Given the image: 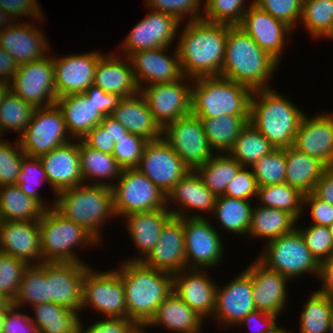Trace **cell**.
I'll return each mask as SVG.
<instances>
[{
    "label": "cell",
    "instance_id": "cell-19",
    "mask_svg": "<svg viewBox=\"0 0 333 333\" xmlns=\"http://www.w3.org/2000/svg\"><path fill=\"white\" fill-rule=\"evenodd\" d=\"M247 7L238 26L280 64L286 35H291L293 30L261 9L254 0Z\"/></svg>",
    "mask_w": 333,
    "mask_h": 333
},
{
    "label": "cell",
    "instance_id": "cell-45",
    "mask_svg": "<svg viewBox=\"0 0 333 333\" xmlns=\"http://www.w3.org/2000/svg\"><path fill=\"white\" fill-rule=\"evenodd\" d=\"M256 198L258 205L286 211L297 221L303 212L304 194L285 182L258 187Z\"/></svg>",
    "mask_w": 333,
    "mask_h": 333
},
{
    "label": "cell",
    "instance_id": "cell-10",
    "mask_svg": "<svg viewBox=\"0 0 333 333\" xmlns=\"http://www.w3.org/2000/svg\"><path fill=\"white\" fill-rule=\"evenodd\" d=\"M19 138L21 150L30 157L49 153L73 139L56 104L35 108L31 122Z\"/></svg>",
    "mask_w": 333,
    "mask_h": 333
},
{
    "label": "cell",
    "instance_id": "cell-50",
    "mask_svg": "<svg viewBox=\"0 0 333 333\" xmlns=\"http://www.w3.org/2000/svg\"><path fill=\"white\" fill-rule=\"evenodd\" d=\"M258 187L285 182L286 155L284 149H274L251 166Z\"/></svg>",
    "mask_w": 333,
    "mask_h": 333
},
{
    "label": "cell",
    "instance_id": "cell-21",
    "mask_svg": "<svg viewBox=\"0 0 333 333\" xmlns=\"http://www.w3.org/2000/svg\"><path fill=\"white\" fill-rule=\"evenodd\" d=\"M101 52L53 57L54 82L57 98L84 93L93 85L95 69Z\"/></svg>",
    "mask_w": 333,
    "mask_h": 333
},
{
    "label": "cell",
    "instance_id": "cell-67",
    "mask_svg": "<svg viewBox=\"0 0 333 333\" xmlns=\"http://www.w3.org/2000/svg\"><path fill=\"white\" fill-rule=\"evenodd\" d=\"M121 97L117 94L106 93L101 88L95 86L96 107L105 115H111L117 107Z\"/></svg>",
    "mask_w": 333,
    "mask_h": 333
},
{
    "label": "cell",
    "instance_id": "cell-15",
    "mask_svg": "<svg viewBox=\"0 0 333 333\" xmlns=\"http://www.w3.org/2000/svg\"><path fill=\"white\" fill-rule=\"evenodd\" d=\"M137 169L166 195L191 171L163 137L147 142Z\"/></svg>",
    "mask_w": 333,
    "mask_h": 333
},
{
    "label": "cell",
    "instance_id": "cell-11",
    "mask_svg": "<svg viewBox=\"0 0 333 333\" xmlns=\"http://www.w3.org/2000/svg\"><path fill=\"white\" fill-rule=\"evenodd\" d=\"M125 289L117 270L94 271L90 266L83 276L81 310L90 307L104 317H127Z\"/></svg>",
    "mask_w": 333,
    "mask_h": 333
},
{
    "label": "cell",
    "instance_id": "cell-49",
    "mask_svg": "<svg viewBox=\"0 0 333 333\" xmlns=\"http://www.w3.org/2000/svg\"><path fill=\"white\" fill-rule=\"evenodd\" d=\"M35 107L11 90L0 103V128L3 133L13 131L21 135L31 122Z\"/></svg>",
    "mask_w": 333,
    "mask_h": 333
},
{
    "label": "cell",
    "instance_id": "cell-60",
    "mask_svg": "<svg viewBox=\"0 0 333 333\" xmlns=\"http://www.w3.org/2000/svg\"><path fill=\"white\" fill-rule=\"evenodd\" d=\"M37 0H0V8L4 10L13 21L19 17H33L34 20H43V11Z\"/></svg>",
    "mask_w": 333,
    "mask_h": 333
},
{
    "label": "cell",
    "instance_id": "cell-59",
    "mask_svg": "<svg viewBox=\"0 0 333 333\" xmlns=\"http://www.w3.org/2000/svg\"><path fill=\"white\" fill-rule=\"evenodd\" d=\"M258 185L251 169L242 166L233 180L227 185L224 196L249 200L257 196Z\"/></svg>",
    "mask_w": 333,
    "mask_h": 333
},
{
    "label": "cell",
    "instance_id": "cell-35",
    "mask_svg": "<svg viewBox=\"0 0 333 333\" xmlns=\"http://www.w3.org/2000/svg\"><path fill=\"white\" fill-rule=\"evenodd\" d=\"M203 318L181 300L173 291L159 305L150 326H163L170 332L200 333Z\"/></svg>",
    "mask_w": 333,
    "mask_h": 333
},
{
    "label": "cell",
    "instance_id": "cell-61",
    "mask_svg": "<svg viewBox=\"0 0 333 333\" xmlns=\"http://www.w3.org/2000/svg\"><path fill=\"white\" fill-rule=\"evenodd\" d=\"M2 333H39L28 314L19 311L9 302Z\"/></svg>",
    "mask_w": 333,
    "mask_h": 333
},
{
    "label": "cell",
    "instance_id": "cell-75",
    "mask_svg": "<svg viewBox=\"0 0 333 333\" xmlns=\"http://www.w3.org/2000/svg\"><path fill=\"white\" fill-rule=\"evenodd\" d=\"M6 312H7V305L3 309H0V333H2L3 331V324L6 318Z\"/></svg>",
    "mask_w": 333,
    "mask_h": 333
},
{
    "label": "cell",
    "instance_id": "cell-16",
    "mask_svg": "<svg viewBox=\"0 0 333 333\" xmlns=\"http://www.w3.org/2000/svg\"><path fill=\"white\" fill-rule=\"evenodd\" d=\"M208 218H184L186 269L216 267L222 260L223 244Z\"/></svg>",
    "mask_w": 333,
    "mask_h": 333
},
{
    "label": "cell",
    "instance_id": "cell-38",
    "mask_svg": "<svg viewBox=\"0 0 333 333\" xmlns=\"http://www.w3.org/2000/svg\"><path fill=\"white\" fill-rule=\"evenodd\" d=\"M44 211L17 184L0 186V221H39Z\"/></svg>",
    "mask_w": 333,
    "mask_h": 333
},
{
    "label": "cell",
    "instance_id": "cell-44",
    "mask_svg": "<svg viewBox=\"0 0 333 333\" xmlns=\"http://www.w3.org/2000/svg\"><path fill=\"white\" fill-rule=\"evenodd\" d=\"M42 303H49V278L46 275V262L28 265L23 272L17 295L11 302L19 309L27 304L33 306Z\"/></svg>",
    "mask_w": 333,
    "mask_h": 333
},
{
    "label": "cell",
    "instance_id": "cell-28",
    "mask_svg": "<svg viewBox=\"0 0 333 333\" xmlns=\"http://www.w3.org/2000/svg\"><path fill=\"white\" fill-rule=\"evenodd\" d=\"M61 145L39 156L54 194L83 184L80 170L79 141Z\"/></svg>",
    "mask_w": 333,
    "mask_h": 333
},
{
    "label": "cell",
    "instance_id": "cell-56",
    "mask_svg": "<svg viewBox=\"0 0 333 333\" xmlns=\"http://www.w3.org/2000/svg\"><path fill=\"white\" fill-rule=\"evenodd\" d=\"M308 228L296 229L302 235L305 244L316 260L322 264L333 251V242L328 226L310 224Z\"/></svg>",
    "mask_w": 333,
    "mask_h": 333
},
{
    "label": "cell",
    "instance_id": "cell-55",
    "mask_svg": "<svg viewBox=\"0 0 333 333\" xmlns=\"http://www.w3.org/2000/svg\"><path fill=\"white\" fill-rule=\"evenodd\" d=\"M148 140L128 132L115 143L112 156L122 169L137 168Z\"/></svg>",
    "mask_w": 333,
    "mask_h": 333
},
{
    "label": "cell",
    "instance_id": "cell-64",
    "mask_svg": "<svg viewBox=\"0 0 333 333\" xmlns=\"http://www.w3.org/2000/svg\"><path fill=\"white\" fill-rule=\"evenodd\" d=\"M87 146L111 154L114 151L115 142L109 134V128H104L101 124L96 125L82 139Z\"/></svg>",
    "mask_w": 333,
    "mask_h": 333
},
{
    "label": "cell",
    "instance_id": "cell-5",
    "mask_svg": "<svg viewBox=\"0 0 333 333\" xmlns=\"http://www.w3.org/2000/svg\"><path fill=\"white\" fill-rule=\"evenodd\" d=\"M54 208L65 218L81 225L101 242V225L115 215L112 189L103 185L81 184L57 193Z\"/></svg>",
    "mask_w": 333,
    "mask_h": 333
},
{
    "label": "cell",
    "instance_id": "cell-13",
    "mask_svg": "<svg viewBox=\"0 0 333 333\" xmlns=\"http://www.w3.org/2000/svg\"><path fill=\"white\" fill-rule=\"evenodd\" d=\"M10 90L35 108L54 105L57 95L53 57L47 55L42 59L19 65L10 82Z\"/></svg>",
    "mask_w": 333,
    "mask_h": 333
},
{
    "label": "cell",
    "instance_id": "cell-33",
    "mask_svg": "<svg viewBox=\"0 0 333 333\" xmlns=\"http://www.w3.org/2000/svg\"><path fill=\"white\" fill-rule=\"evenodd\" d=\"M111 116L128 132L140 135L148 141L162 137V128L154 120L140 91L136 95L121 98Z\"/></svg>",
    "mask_w": 333,
    "mask_h": 333
},
{
    "label": "cell",
    "instance_id": "cell-57",
    "mask_svg": "<svg viewBox=\"0 0 333 333\" xmlns=\"http://www.w3.org/2000/svg\"><path fill=\"white\" fill-rule=\"evenodd\" d=\"M202 1L203 0H146V7L150 8L149 11L152 10L173 15L182 23L187 14L190 16L188 18L189 21L202 19L203 13L201 12L203 7L200 6L203 4L201 3Z\"/></svg>",
    "mask_w": 333,
    "mask_h": 333
},
{
    "label": "cell",
    "instance_id": "cell-12",
    "mask_svg": "<svg viewBox=\"0 0 333 333\" xmlns=\"http://www.w3.org/2000/svg\"><path fill=\"white\" fill-rule=\"evenodd\" d=\"M162 137L190 170L205 164L215 153L209 146L202 121L192 113L167 124L162 129Z\"/></svg>",
    "mask_w": 333,
    "mask_h": 333
},
{
    "label": "cell",
    "instance_id": "cell-48",
    "mask_svg": "<svg viewBox=\"0 0 333 333\" xmlns=\"http://www.w3.org/2000/svg\"><path fill=\"white\" fill-rule=\"evenodd\" d=\"M300 21L315 39L328 38L333 31V0H303Z\"/></svg>",
    "mask_w": 333,
    "mask_h": 333
},
{
    "label": "cell",
    "instance_id": "cell-63",
    "mask_svg": "<svg viewBox=\"0 0 333 333\" xmlns=\"http://www.w3.org/2000/svg\"><path fill=\"white\" fill-rule=\"evenodd\" d=\"M78 324V333H123L127 326L132 322L127 317H105L99 320L85 330L81 323Z\"/></svg>",
    "mask_w": 333,
    "mask_h": 333
},
{
    "label": "cell",
    "instance_id": "cell-72",
    "mask_svg": "<svg viewBox=\"0 0 333 333\" xmlns=\"http://www.w3.org/2000/svg\"><path fill=\"white\" fill-rule=\"evenodd\" d=\"M12 22H14L12 18L0 8V31L8 27Z\"/></svg>",
    "mask_w": 333,
    "mask_h": 333
},
{
    "label": "cell",
    "instance_id": "cell-3",
    "mask_svg": "<svg viewBox=\"0 0 333 333\" xmlns=\"http://www.w3.org/2000/svg\"><path fill=\"white\" fill-rule=\"evenodd\" d=\"M125 289L127 318L149 322L159 305L173 291V274L129 261L117 269Z\"/></svg>",
    "mask_w": 333,
    "mask_h": 333
},
{
    "label": "cell",
    "instance_id": "cell-4",
    "mask_svg": "<svg viewBox=\"0 0 333 333\" xmlns=\"http://www.w3.org/2000/svg\"><path fill=\"white\" fill-rule=\"evenodd\" d=\"M290 98L272 87L253 90L250 121L276 149L293 146L300 121L305 114Z\"/></svg>",
    "mask_w": 333,
    "mask_h": 333
},
{
    "label": "cell",
    "instance_id": "cell-20",
    "mask_svg": "<svg viewBox=\"0 0 333 333\" xmlns=\"http://www.w3.org/2000/svg\"><path fill=\"white\" fill-rule=\"evenodd\" d=\"M255 310L252 280L245 270L223 288L217 286L216 307L212 317L220 326L238 325Z\"/></svg>",
    "mask_w": 333,
    "mask_h": 333
},
{
    "label": "cell",
    "instance_id": "cell-7",
    "mask_svg": "<svg viewBox=\"0 0 333 333\" xmlns=\"http://www.w3.org/2000/svg\"><path fill=\"white\" fill-rule=\"evenodd\" d=\"M39 230L43 262L85 263L73 248L101 244L81 225L65 218L54 207L43 212Z\"/></svg>",
    "mask_w": 333,
    "mask_h": 333
},
{
    "label": "cell",
    "instance_id": "cell-79",
    "mask_svg": "<svg viewBox=\"0 0 333 333\" xmlns=\"http://www.w3.org/2000/svg\"><path fill=\"white\" fill-rule=\"evenodd\" d=\"M329 230H330L331 239H332V242H333V223L329 226Z\"/></svg>",
    "mask_w": 333,
    "mask_h": 333
},
{
    "label": "cell",
    "instance_id": "cell-51",
    "mask_svg": "<svg viewBox=\"0 0 333 333\" xmlns=\"http://www.w3.org/2000/svg\"><path fill=\"white\" fill-rule=\"evenodd\" d=\"M246 0H205L202 19L213 23L239 25L248 8Z\"/></svg>",
    "mask_w": 333,
    "mask_h": 333
},
{
    "label": "cell",
    "instance_id": "cell-40",
    "mask_svg": "<svg viewBox=\"0 0 333 333\" xmlns=\"http://www.w3.org/2000/svg\"><path fill=\"white\" fill-rule=\"evenodd\" d=\"M296 223L298 221L286 211L253 206L248 236L265 238L268 242L292 232Z\"/></svg>",
    "mask_w": 333,
    "mask_h": 333
},
{
    "label": "cell",
    "instance_id": "cell-1",
    "mask_svg": "<svg viewBox=\"0 0 333 333\" xmlns=\"http://www.w3.org/2000/svg\"><path fill=\"white\" fill-rule=\"evenodd\" d=\"M228 24L201 20L186 22L176 48L183 75L189 79L220 76Z\"/></svg>",
    "mask_w": 333,
    "mask_h": 333
},
{
    "label": "cell",
    "instance_id": "cell-42",
    "mask_svg": "<svg viewBox=\"0 0 333 333\" xmlns=\"http://www.w3.org/2000/svg\"><path fill=\"white\" fill-rule=\"evenodd\" d=\"M241 167L242 165L229 153H215L205 164L196 167L194 171L215 196H221L225 194L227 185Z\"/></svg>",
    "mask_w": 333,
    "mask_h": 333
},
{
    "label": "cell",
    "instance_id": "cell-18",
    "mask_svg": "<svg viewBox=\"0 0 333 333\" xmlns=\"http://www.w3.org/2000/svg\"><path fill=\"white\" fill-rule=\"evenodd\" d=\"M167 50L168 47L141 50L129 57L139 90L148 85L176 82L184 77L176 46L172 56L166 54Z\"/></svg>",
    "mask_w": 333,
    "mask_h": 333
},
{
    "label": "cell",
    "instance_id": "cell-53",
    "mask_svg": "<svg viewBox=\"0 0 333 333\" xmlns=\"http://www.w3.org/2000/svg\"><path fill=\"white\" fill-rule=\"evenodd\" d=\"M27 267L25 261L0 252V293L10 302L17 295L23 272Z\"/></svg>",
    "mask_w": 333,
    "mask_h": 333
},
{
    "label": "cell",
    "instance_id": "cell-8",
    "mask_svg": "<svg viewBox=\"0 0 333 333\" xmlns=\"http://www.w3.org/2000/svg\"><path fill=\"white\" fill-rule=\"evenodd\" d=\"M258 260L270 270L283 274L290 280L308 272L319 277L321 264L308 249L300 232H292L270 240Z\"/></svg>",
    "mask_w": 333,
    "mask_h": 333
},
{
    "label": "cell",
    "instance_id": "cell-78",
    "mask_svg": "<svg viewBox=\"0 0 333 333\" xmlns=\"http://www.w3.org/2000/svg\"><path fill=\"white\" fill-rule=\"evenodd\" d=\"M329 333H333V315L331 318V324H330V328H329Z\"/></svg>",
    "mask_w": 333,
    "mask_h": 333
},
{
    "label": "cell",
    "instance_id": "cell-14",
    "mask_svg": "<svg viewBox=\"0 0 333 333\" xmlns=\"http://www.w3.org/2000/svg\"><path fill=\"white\" fill-rule=\"evenodd\" d=\"M187 80L192 81L184 76L176 82L148 85L139 90L146 99L154 120L162 129L191 113L192 85H187Z\"/></svg>",
    "mask_w": 333,
    "mask_h": 333
},
{
    "label": "cell",
    "instance_id": "cell-24",
    "mask_svg": "<svg viewBox=\"0 0 333 333\" xmlns=\"http://www.w3.org/2000/svg\"><path fill=\"white\" fill-rule=\"evenodd\" d=\"M293 147L315 157L327 167H333V114L315 117L303 115L295 135Z\"/></svg>",
    "mask_w": 333,
    "mask_h": 333
},
{
    "label": "cell",
    "instance_id": "cell-52",
    "mask_svg": "<svg viewBox=\"0 0 333 333\" xmlns=\"http://www.w3.org/2000/svg\"><path fill=\"white\" fill-rule=\"evenodd\" d=\"M43 181L48 182V178L41 160L39 157H30L26 155L22 160L17 185L26 195L37 200L45 209H49L54 207V205L52 204V206H49L47 202L45 203L40 197L41 195H39L40 193L37 191V188H35V186L43 183Z\"/></svg>",
    "mask_w": 333,
    "mask_h": 333
},
{
    "label": "cell",
    "instance_id": "cell-58",
    "mask_svg": "<svg viewBox=\"0 0 333 333\" xmlns=\"http://www.w3.org/2000/svg\"><path fill=\"white\" fill-rule=\"evenodd\" d=\"M254 3L292 30L301 19L303 0H254Z\"/></svg>",
    "mask_w": 333,
    "mask_h": 333
},
{
    "label": "cell",
    "instance_id": "cell-34",
    "mask_svg": "<svg viewBox=\"0 0 333 333\" xmlns=\"http://www.w3.org/2000/svg\"><path fill=\"white\" fill-rule=\"evenodd\" d=\"M168 208L157 209L148 212H136L126 218L127 232L134 245L141 253L138 258L129 261H142L157 244L164 224L172 217ZM141 256V257H140Z\"/></svg>",
    "mask_w": 333,
    "mask_h": 333
},
{
    "label": "cell",
    "instance_id": "cell-66",
    "mask_svg": "<svg viewBox=\"0 0 333 333\" xmlns=\"http://www.w3.org/2000/svg\"><path fill=\"white\" fill-rule=\"evenodd\" d=\"M317 198L333 205V167H327L312 192Z\"/></svg>",
    "mask_w": 333,
    "mask_h": 333
},
{
    "label": "cell",
    "instance_id": "cell-77",
    "mask_svg": "<svg viewBox=\"0 0 333 333\" xmlns=\"http://www.w3.org/2000/svg\"><path fill=\"white\" fill-rule=\"evenodd\" d=\"M10 301L0 293V309H3Z\"/></svg>",
    "mask_w": 333,
    "mask_h": 333
},
{
    "label": "cell",
    "instance_id": "cell-25",
    "mask_svg": "<svg viewBox=\"0 0 333 333\" xmlns=\"http://www.w3.org/2000/svg\"><path fill=\"white\" fill-rule=\"evenodd\" d=\"M244 270L251 276L256 310L280 316L288 300L286 284L290 279L270 270L258 259Z\"/></svg>",
    "mask_w": 333,
    "mask_h": 333
},
{
    "label": "cell",
    "instance_id": "cell-54",
    "mask_svg": "<svg viewBox=\"0 0 333 333\" xmlns=\"http://www.w3.org/2000/svg\"><path fill=\"white\" fill-rule=\"evenodd\" d=\"M16 141L15 144L6 140L0 142V186L17 184L26 154L21 150L19 140Z\"/></svg>",
    "mask_w": 333,
    "mask_h": 333
},
{
    "label": "cell",
    "instance_id": "cell-9",
    "mask_svg": "<svg viewBox=\"0 0 333 333\" xmlns=\"http://www.w3.org/2000/svg\"><path fill=\"white\" fill-rule=\"evenodd\" d=\"M111 189L118 217L167 208L166 194L137 168L122 169Z\"/></svg>",
    "mask_w": 333,
    "mask_h": 333
},
{
    "label": "cell",
    "instance_id": "cell-43",
    "mask_svg": "<svg viewBox=\"0 0 333 333\" xmlns=\"http://www.w3.org/2000/svg\"><path fill=\"white\" fill-rule=\"evenodd\" d=\"M253 205L250 200L217 196L212 214L220 222V226L238 235H248Z\"/></svg>",
    "mask_w": 333,
    "mask_h": 333
},
{
    "label": "cell",
    "instance_id": "cell-36",
    "mask_svg": "<svg viewBox=\"0 0 333 333\" xmlns=\"http://www.w3.org/2000/svg\"><path fill=\"white\" fill-rule=\"evenodd\" d=\"M285 155V183L304 195L312 193L327 166L319 159L302 153L293 146L285 148Z\"/></svg>",
    "mask_w": 333,
    "mask_h": 333
},
{
    "label": "cell",
    "instance_id": "cell-39",
    "mask_svg": "<svg viewBox=\"0 0 333 333\" xmlns=\"http://www.w3.org/2000/svg\"><path fill=\"white\" fill-rule=\"evenodd\" d=\"M210 148L216 153H228L241 130L250 121V115H223L200 118Z\"/></svg>",
    "mask_w": 333,
    "mask_h": 333
},
{
    "label": "cell",
    "instance_id": "cell-47",
    "mask_svg": "<svg viewBox=\"0 0 333 333\" xmlns=\"http://www.w3.org/2000/svg\"><path fill=\"white\" fill-rule=\"evenodd\" d=\"M299 333H328L333 315V299L318 290L305 302Z\"/></svg>",
    "mask_w": 333,
    "mask_h": 333
},
{
    "label": "cell",
    "instance_id": "cell-73",
    "mask_svg": "<svg viewBox=\"0 0 333 333\" xmlns=\"http://www.w3.org/2000/svg\"><path fill=\"white\" fill-rule=\"evenodd\" d=\"M9 90H10V83L0 79V103L2 102L4 96L8 93Z\"/></svg>",
    "mask_w": 333,
    "mask_h": 333
},
{
    "label": "cell",
    "instance_id": "cell-17",
    "mask_svg": "<svg viewBox=\"0 0 333 333\" xmlns=\"http://www.w3.org/2000/svg\"><path fill=\"white\" fill-rule=\"evenodd\" d=\"M180 22L173 15L151 10L129 32L120 49L124 56L130 57L141 50L169 47L178 34Z\"/></svg>",
    "mask_w": 333,
    "mask_h": 333
},
{
    "label": "cell",
    "instance_id": "cell-27",
    "mask_svg": "<svg viewBox=\"0 0 333 333\" xmlns=\"http://www.w3.org/2000/svg\"><path fill=\"white\" fill-rule=\"evenodd\" d=\"M0 252L28 265L41 264L39 221H0Z\"/></svg>",
    "mask_w": 333,
    "mask_h": 333
},
{
    "label": "cell",
    "instance_id": "cell-29",
    "mask_svg": "<svg viewBox=\"0 0 333 333\" xmlns=\"http://www.w3.org/2000/svg\"><path fill=\"white\" fill-rule=\"evenodd\" d=\"M32 24L14 21L0 31V46L13 57L18 66L49 55L47 38Z\"/></svg>",
    "mask_w": 333,
    "mask_h": 333
},
{
    "label": "cell",
    "instance_id": "cell-26",
    "mask_svg": "<svg viewBox=\"0 0 333 333\" xmlns=\"http://www.w3.org/2000/svg\"><path fill=\"white\" fill-rule=\"evenodd\" d=\"M217 285L202 269H184L173 274V292L203 319L212 318Z\"/></svg>",
    "mask_w": 333,
    "mask_h": 333
},
{
    "label": "cell",
    "instance_id": "cell-65",
    "mask_svg": "<svg viewBox=\"0 0 333 333\" xmlns=\"http://www.w3.org/2000/svg\"><path fill=\"white\" fill-rule=\"evenodd\" d=\"M277 317L278 316H276L274 314L255 310L243 318V320L239 323V327H240V325L245 326L247 324V326H249V327L251 326L250 328H252V327L256 328L258 324L259 325L261 324L264 326L263 328L260 325L261 329L254 330V328H253L252 329L253 332H251V333H266L267 331H270L276 325L275 321L277 320Z\"/></svg>",
    "mask_w": 333,
    "mask_h": 333
},
{
    "label": "cell",
    "instance_id": "cell-71",
    "mask_svg": "<svg viewBox=\"0 0 333 333\" xmlns=\"http://www.w3.org/2000/svg\"><path fill=\"white\" fill-rule=\"evenodd\" d=\"M146 326L150 327V323L149 322L132 321L127 326V328L124 330L123 333H148L144 330Z\"/></svg>",
    "mask_w": 333,
    "mask_h": 333
},
{
    "label": "cell",
    "instance_id": "cell-37",
    "mask_svg": "<svg viewBox=\"0 0 333 333\" xmlns=\"http://www.w3.org/2000/svg\"><path fill=\"white\" fill-rule=\"evenodd\" d=\"M80 152V170L83 178V184L90 179L93 182L87 184L103 185L112 187L115 183H110L103 180L115 178L118 179L122 168L111 154L103 153L87 146L79 139ZM102 180V181H101Z\"/></svg>",
    "mask_w": 333,
    "mask_h": 333
},
{
    "label": "cell",
    "instance_id": "cell-70",
    "mask_svg": "<svg viewBox=\"0 0 333 333\" xmlns=\"http://www.w3.org/2000/svg\"><path fill=\"white\" fill-rule=\"evenodd\" d=\"M319 278L324 285L318 291L333 299V271H320Z\"/></svg>",
    "mask_w": 333,
    "mask_h": 333
},
{
    "label": "cell",
    "instance_id": "cell-30",
    "mask_svg": "<svg viewBox=\"0 0 333 333\" xmlns=\"http://www.w3.org/2000/svg\"><path fill=\"white\" fill-rule=\"evenodd\" d=\"M55 104L62 112L68 133L77 141L100 124L105 116L96 107L94 85L84 93L61 96Z\"/></svg>",
    "mask_w": 333,
    "mask_h": 333
},
{
    "label": "cell",
    "instance_id": "cell-31",
    "mask_svg": "<svg viewBox=\"0 0 333 333\" xmlns=\"http://www.w3.org/2000/svg\"><path fill=\"white\" fill-rule=\"evenodd\" d=\"M216 197L217 196H215L210 189L204 185L198 174L194 170H191L167 193L166 205L168 206L166 207L173 216L181 218H205L204 215L200 213L198 214V211H209V213L212 214L215 207ZM169 200L172 203H176V210L170 208ZM182 208L187 211L196 210L197 214L188 216L186 214L187 211H184Z\"/></svg>",
    "mask_w": 333,
    "mask_h": 333
},
{
    "label": "cell",
    "instance_id": "cell-2",
    "mask_svg": "<svg viewBox=\"0 0 333 333\" xmlns=\"http://www.w3.org/2000/svg\"><path fill=\"white\" fill-rule=\"evenodd\" d=\"M280 65L238 25H228L221 77L252 90L270 88L268 81Z\"/></svg>",
    "mask_w": 333,
    "mask_h": 333
},
{
    "label": "cell",
    "instance_id": "cell-6",
    "mask_svg": "<svg viewBox=\"0 0 333 333\" xmlns=\"http://www.w3.org/2000/svg\"><path fill=\"white\" fill-rule=\"evenodd\" d=\"M192 81L191 113L198 118L250 115L253 93L250 87L221 76L201 77Z\"/></svg>",
    "mask_w": 333,
    "mask_h": 333
},
{
    "label": "cell",
    "instance_id": "cell-32",
    "mask_svg": "<svg viewBox=\"0 0 333 333\" xmlns=\"http://www.w3.org/2000/svg\"><path fill=\"white\" fill-rule=\"evenodd\" d=\"M116 54H102L98 60L93 85L106 93L117 94L121 98L136 95L133 67L129 57Z\"/></svg>",
    "mask_w": 333,
    "mask_h": 333
},
{
    "label": "cell",
    "instance_id": "cell-74",
    "mask_svg": "<svg viewBox=\"0 0 333 333\" xmlns=\"http://www.w3.org/2000/svg\"><path fill=\"white\" fill-rule=\"evenodd\" d=\"M320 271H333V251L329 255L328 259L321 264Z\"/></svg>",
    "mask_w": 333,
    "mask_h": 333
},
{
    "label": "cell",
    "instance_id": "cell-69",
    "mask_svg": "<svg viewBox=\"0 0 333 333\" xmlns=\"http://www.w3.org/2000/svg\"><path fill=\"white\" fill-rule=\"evenodd\" d=\"M100 124L104 128H109V134L115 143H117L120 138L124 137L128 133L127 129L111 115L104 116Z\"/></svg>",
    "mask_w": 333,
    "mask_h": 333
},
{
    "label": "cell",
    "instance_id": "cell-76",
    "mask_svg": "<svg viewBox=\"0 0 333 333\" xmlns=\"http://www.w3.org/2000/svg\"><path fill=\"white\" fill-rule=\"evenodd\" d=\"M266 333H292V332H288L287 329L285 330V328L277 326L276 324L270 331H267Z\"/></svg>",
    "mask_w": 333,
    "mask_h": 333
},
{
    "label": "cell",
    "instance_id": "cell-41",
    "mask_svg": "<svg viewBox=\"0 0 333 333\" xmlns=\"http://www.w3.org/2000/svg\"><path fill=\"white\" fill-rule=\"evenodd\" d=\"M35 317L31 321L39 333H78L79 313L54 303L32 306Z\"/></svg>",
    "mask_w": 333,
    "mask_h": 333
},
{
    "label": "cell",
    "instance_id": "cell-23",
    "mask_svg": "<svg viewBox=\"0 0 333 333\" xmlns=\"http://www.w3.org/2000/svg\"><path fill=\"white\" fill-rule=\"evenodd\" d=\"M141 262L171 274L186 269L184 218L172 216L164 224L157 244Z\"/></svg>",
    "mask_w": 333,
    "mask_h": 333
},
{
    "label": "cell",
    "instance_id": "cell-80",
    "mask_svg": "<svg viewBox=\"0 0 333 333\" xmlns=\"http://www.w3.org/2000/svg\"><path fill=\"white\" fill-rule=\"evenodd\" d=\"M1 135H2V137L4 136V135H3V132H2V130H1V128H0V142L3 141V138H1Z\"/></svg>",
    "mask_w": 333,
    "mask_h": 333
},
{
    "label": "cell",
    "instance_id": "cell-46",
    "mask_svg": "<svg viewBox=\"0 0 333 333\" xmlns=\"http://www.w3.org/2000/svg\"><path fill=\"white\" fill-rule=\"evenodd\" d=\"M274 149L276 148L248 122L228 153L242 166L250 167Z\"/></svg>",
    "mask_w": 333,
    "mask_h": 333
},
{
    "label": "cell",
    "instance_id": "cell-62",
    "mask_svg": "<svg viewBox=\"0 0 333 333\" xmlns=\"http://www.w3.org/2000/svg\"><path fill=\"white\" fill-rule=\"evenodd\" d=\"M303 206L310 207L314 225L330 226L333 223V205L317 198L313 193L304 195Z\"/></svg>",
    "mask_w": 333,
    "mask_h": 333
},
{
    "label": "cell",
    "instance_id": "cell-68",
    "mask_svg": "<svg viewBox=\"0 0 333 333\" xmlns=\"http://www.w3.org/2000/svg\"><path fill=\"white\" fill-rule=\"evenodd\" d=\"M17 69L18 64L16 61L0 46V79L10 83Z\"/></svg>",
    "mask_w": 333,
    "mask_h": 333
},
{
    "label": "cell",
    "instance_id": "cell-22",
    "mask_svg": "<svg viewBox=\"0 0 333 333\" xmlns=\"http://www.w3.org/2000/svg\"><path fill=\"white\" fill-rule=\"evenodd\" d=\"M88 267L79 262H46L49 303L81 312L83 276Z\"/></svg>",
    "mask_w": 333,
    "mask_h": 333
}]
</instances>
